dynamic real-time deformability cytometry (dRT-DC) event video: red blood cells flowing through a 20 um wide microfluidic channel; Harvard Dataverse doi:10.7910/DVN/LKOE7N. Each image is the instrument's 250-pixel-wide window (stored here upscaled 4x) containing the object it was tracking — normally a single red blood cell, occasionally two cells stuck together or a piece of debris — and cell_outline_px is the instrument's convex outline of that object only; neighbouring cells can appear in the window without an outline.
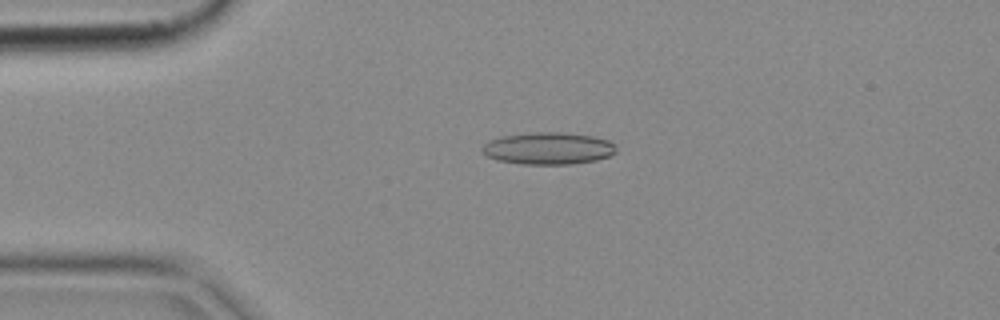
{"species": "common noctule bat (a hibernating species)", "species_latin": "Nyctalus noctula", "temperature_condition": "cold", "stored_images_in_passage": 6, "camera_frame_rate_fps": 3000, "um_per_image_px": 0.085, "animal": {"sex": "female", "body_mass_g": 18.4}, "frame": {"image": 1, "passage_image": 1, "time_ms": 0.0, "image_size_px": [1000, 320], "cell_outline_px": [[616, 152], [608, 156], [596, 160], [572, 164], [520, 164], [496, 160], [488, 156], [480, 148], [484, 144], [492, 140], [504, 136], [536, 132], [560, 132], [592, 136], [608, 140], [616, 144]], "centroid_in_image_um": [46.63, 12.62], "position_along_channel_um": 38.4, "area_um2": 24.91}}
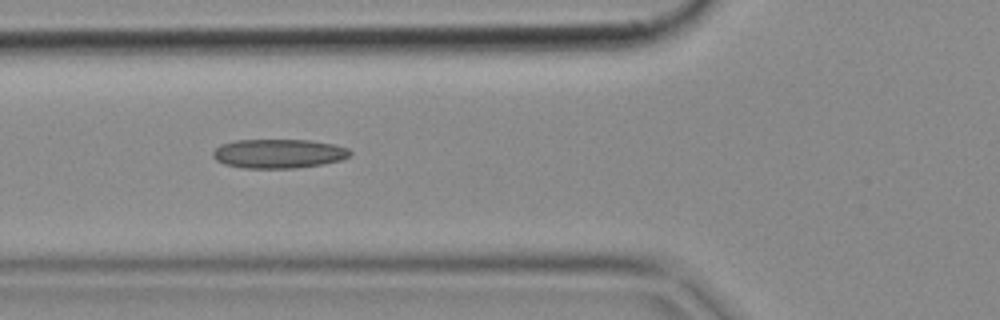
{"frame": {"image": 2, "passage_image": 3, "time_ms": 0.667, "image_size_px": [1000, 320], "cell_outline_px": [[352, 152], [348, 156], [340, 160], [320, 164], [296, 168], [244, 168], [224, 164], [216, 160], [212, 156], [212, 152], [220, 144], [236, 140], [308, 140], [332, 144], [348, 148]], "centroid_in_image_um": [23.63, 13.05], "position_along_channel_um": 102.2, "area_um2": 23.18}}
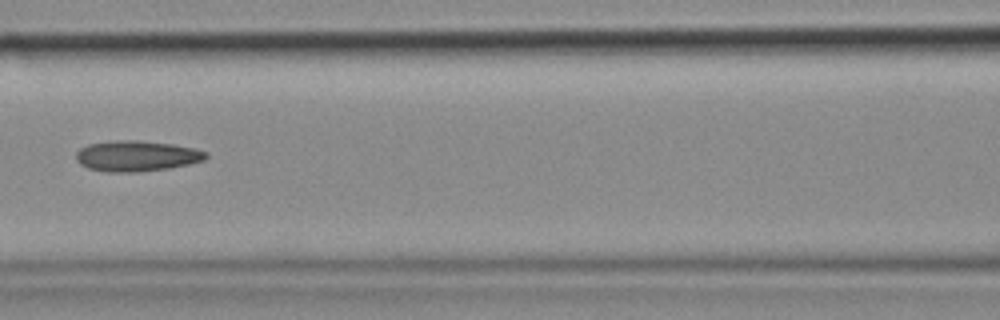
{"frame": {"image": 3, "passage_image": 4, "time_ms": 1.0, "image_size_px": [1000, 320], "cell_outline_px": [[208, 156], [204, 160], [188, 164], [168, 168], [136, 172], [104, 172], [88, 168], [80, 164], [76, 160], [76, 152], [80, 148], [88, 144], [116, 140], [140, 140], [172, 144], [192, 148], [208, 152]], "centroid_in_image_um": [11.58, 13.26], "position_along_channel_um": 155.0, "area_um2": 23.24}}